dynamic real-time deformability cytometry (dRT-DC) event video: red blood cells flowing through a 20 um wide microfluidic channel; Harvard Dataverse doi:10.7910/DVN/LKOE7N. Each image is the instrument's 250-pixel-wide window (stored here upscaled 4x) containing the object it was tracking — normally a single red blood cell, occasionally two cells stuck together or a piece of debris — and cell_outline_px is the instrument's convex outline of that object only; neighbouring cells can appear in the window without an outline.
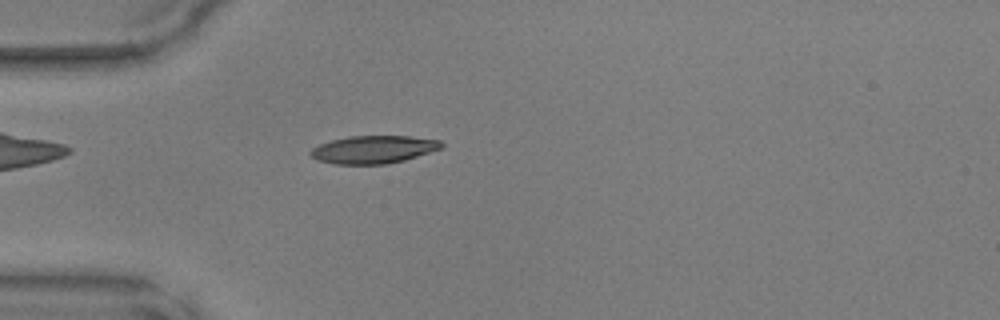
{"species": "common noctule bat (a hibernating species)", "species_latin": "Nyctalus noctula", "temperature_condition": "warm", "stored_images_in_passage": 48, "camera_frame_rate_fps": 3000, "um_per_image_px": 0.085, "animal": {"sex": "male", "body_mass_g": 17.9, "forearm_length_mm": 54.2}, "frame": {"image": 1, "passage_image": 14, "time_ms": 4.333, "image_size_px": [1000, 320], "cell_outline_px": [[444, 144], [440, 148], [404, 160], [388, 164], [336, 164], [316, 160], [308, 152], [312, 148], [320, 144], [332, 140], [348, 136], [408, 136], [440, 140]], "centroid_in_image_um": [31.71, 12.7], "position_along_channel_um": 53.3, "area_um2": 21.04}}
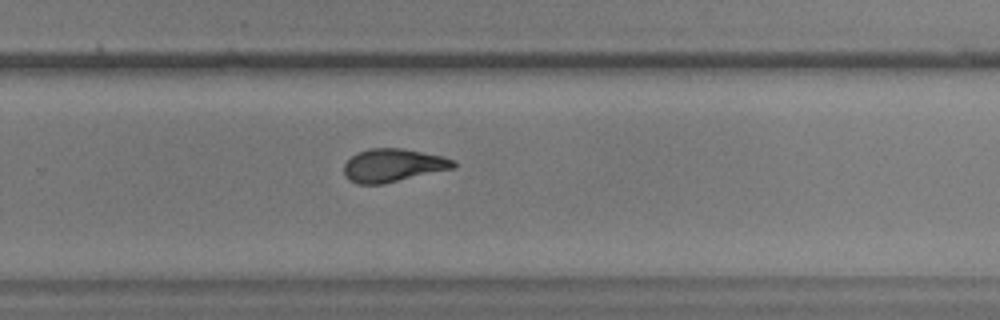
{"frame": {"image": 2, "passage_image": 32, "time_ms": 10.333, "image_size_px": [1000, 320], "cell_outline_px": [[456, 168], [384, 184], [356, 184], [348, 180], [344, 176], [344, 164], [352, 156], [368, 148], [400, 148], [444, 156], [456, 160]], "centroid_in_image_um": [33.43, 14.07], "position_along_channel_um": 296.4, "area_um2": 21.39}}
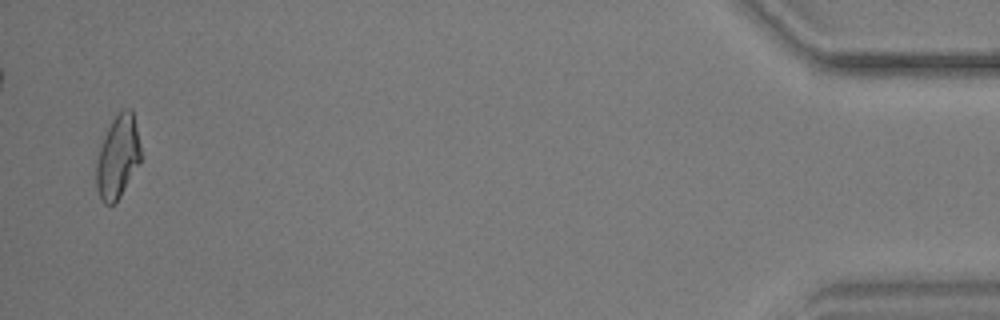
{"frame": {"image": 3, "passage_image": 47, "time_ms": 15.333, "image_size_px": [1000, 320], "cell_outline_px": [[140, 164], [120, 196], [112, 204], [104, 204], [100, 200], [96, 188], [96, 164], [100, 148], [104, 136], [112, 120], [124, 108], [132, 108], [140, 148]], "centroid_in_image_um": [10.0, 13.36], "position_along_channel_um": 425.2, "area_um2": 21.27}}